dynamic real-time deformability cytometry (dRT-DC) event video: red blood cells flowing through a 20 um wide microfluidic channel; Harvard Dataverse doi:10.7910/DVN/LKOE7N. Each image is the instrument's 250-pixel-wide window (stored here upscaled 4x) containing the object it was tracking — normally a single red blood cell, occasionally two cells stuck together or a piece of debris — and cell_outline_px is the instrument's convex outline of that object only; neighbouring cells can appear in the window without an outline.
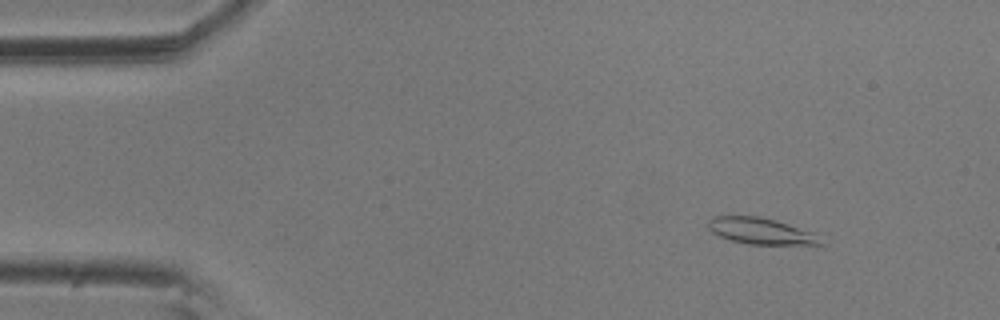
{"species": "common noctule bat (a hibernating species)", "species_latin": "Nyctalus noctula", "temperature_condition": "room temperature", "stored_images_in_passage": 11, "camera_frame_rate_fps": 3000, "um_per_image_px": 0.085, "animal": {"sex": "male", "body_mass_g": 20.5, "forearm_length_mm": 52.5}, "frame": {"image": 1, "passage_image": 2, "time_ms": 0.333, "image_size_px": [1000, 320], "cell_outline_px": [[824, 244], [748, 244], [732, 240], [720, 236], [712, 232], [708, 228], [708, 220], [712, 216], [760, 216], [776, 220], [812, 232]], "centroid_in_image_um": [64.6, 19.62], "position_along_channel_um": 20.4, "area_um2": 16.94}}
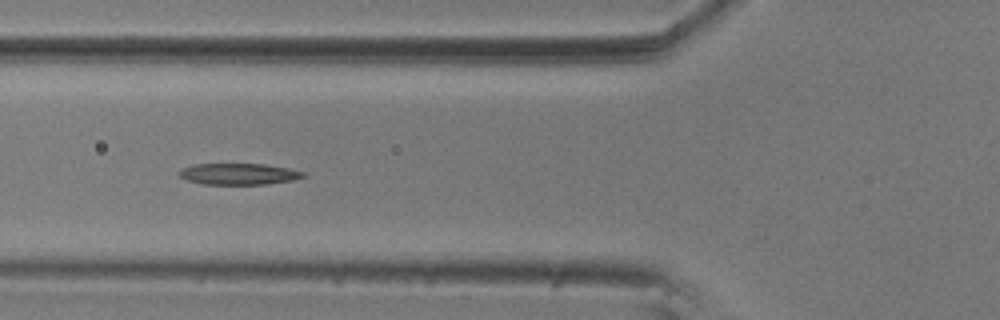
{"frame": {"image": 2, "passage_image": 6, "time_ms": 1.667, "image_size_px": [1000, 320], "cell_outline_px": [[308, 176], [292, 180], [268, 184], [204, 184], [188, 180], [180, 176], [176, 172], [180, 168], [192, 164], [264, 164], [288, 168], [304, 172]], "centroid_in_image_um": [20.27, 14.78], "position_along_channel_um": 105.5, "area_um2": 15.49}}
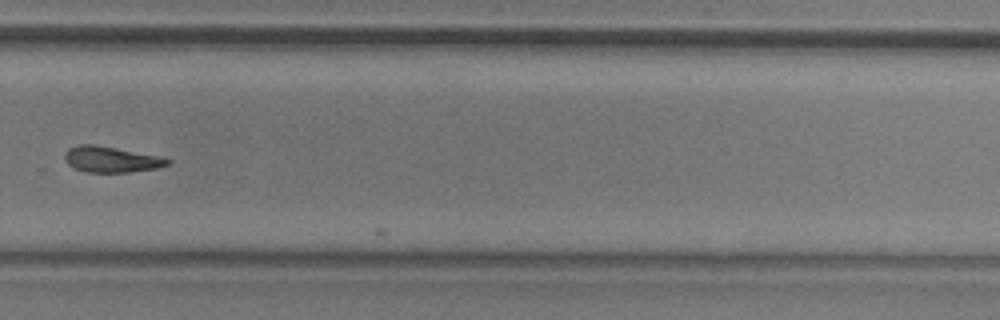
{"frame": {"image": 3, "passage_image": 11, "time_ms": 3.333, "image_size_px": [1000, 320], "cell_outline_px": [[172, 160], [168, 164], [156, 168], [132, 172], [88, 172], [76, 168], [68, 164], [64, 156], [68, 148], [80, 144], [92, 144], [160, 156]], "centroid_in_image_um": [9.45, 13.55], "position_along_channel_um": 320.3, "area_um2": 15.26}}